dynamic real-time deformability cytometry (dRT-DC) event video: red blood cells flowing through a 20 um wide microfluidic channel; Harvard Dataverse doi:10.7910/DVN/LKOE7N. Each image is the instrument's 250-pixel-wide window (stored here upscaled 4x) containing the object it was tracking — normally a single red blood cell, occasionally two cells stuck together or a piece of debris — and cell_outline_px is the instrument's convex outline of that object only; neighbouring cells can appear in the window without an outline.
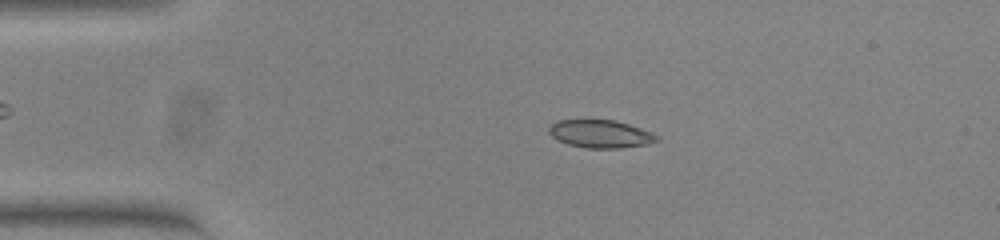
{"species": "common noctule bat (a hibernating species)", "species_latin": "Nyctalus noctula", "temperature_condition": "warm", "stored_images_in_passage": 53, "camera_frame_rate_fps": 3000, "um_per_image_px": 0.085, "animal": {"sex": "female", "body_mass_g": 23.0, "forearm_length_mm": 53.4}, "frame": {"image": 1, "passage_image": 11, "time_ms": 3.333, "image_size_px": [1000, 240], "cell_outline_px": [[660, 140], [648, 144], [620, 148], [588, 148], [568, 144], [556, 140], [548, 132], [548, 128], [556, 120], [612, 120], [628, 124], [652, 132], [660, 136]], "centroid_in_image_um": [51.05, 11.39], "position_along_channel_um": 34.0, "area_um2": 17.57}}
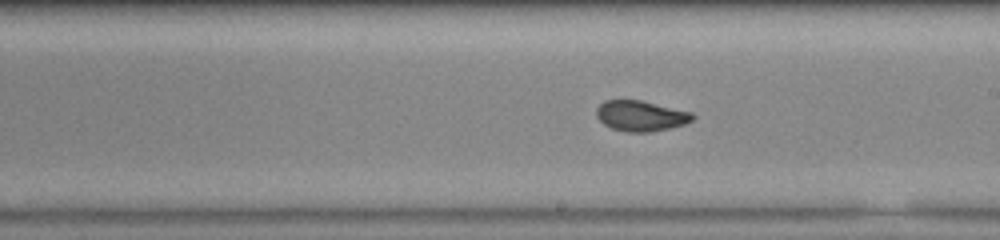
{"frame": {"image": 2, "passage_image": 30, "time_ms": 9.667, "image_size_px": [1000, 240], "cell_outline_px": [[696, 116], [692, 120], [684, 124], [672, 128], [648, 132], [628, 132], [612, 128], [604, 124], [596, 116], [596, 108], [604, 100], [640, 100], [692, 112]], "centroid_in_image_um": [54.47, 9.85], "position_along_channel_um": 234.5, "area_um2": 17.11}}
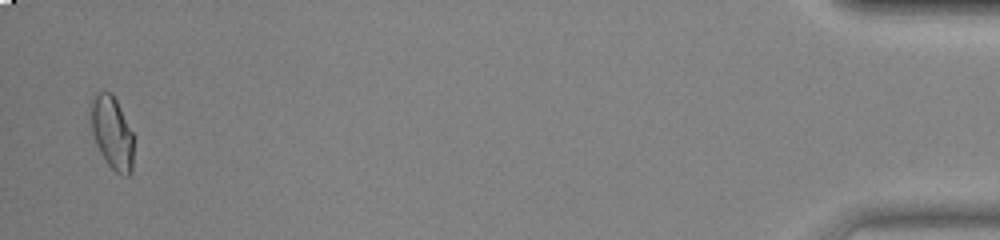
{"frame": {"image": 3, "passage_image": 52, "time_ms": 17.0, "image_size_px": [1000, 240], "cell_outline_px": [[132, 172], [128, 176], [124, 176], [116, 172], [108, 164], [100, 152], [96, 144], [92, 132], [92, 96], [96, 92], [112, 92], [132, 132]], "centroid_in_image_um": [9.53, 11.29], "position_along_channel_um": 425.7, "area_um2": 17.74}, "authors_computed_cell_mechanics": {"area_um2": 17.4556, "velocity_mm_per_s": 3.8388, "shape_relaxation_time_tau1_ms": null, "shape_relaxation_time_tau2_ms": 0.7775, "deformation_change_tau1": null, "deformation_change_tau2": 0.0426}}